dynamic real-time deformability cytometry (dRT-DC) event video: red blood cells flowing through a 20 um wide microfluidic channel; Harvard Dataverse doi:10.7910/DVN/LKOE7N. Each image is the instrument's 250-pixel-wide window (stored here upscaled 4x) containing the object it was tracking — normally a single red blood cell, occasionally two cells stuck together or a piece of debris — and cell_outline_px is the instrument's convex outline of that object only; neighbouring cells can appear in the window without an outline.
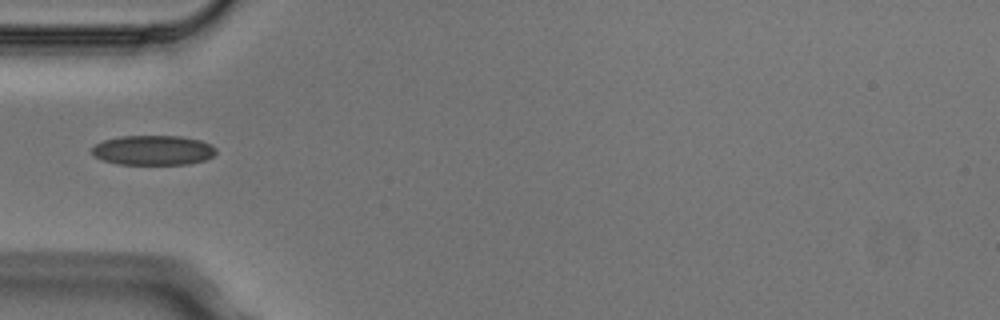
{"species": "Egyptian fruit bat (a non-hibernating species)", "species_latin": "Rousettus aegyptiacus", "temperature_condition": "cold", "stored_images_in_passage": 6, "camera_frame_rate_fps": 3000, "um_per_image_px": 0.085, "animal": {"sex": "male"}, "frame": {"image": 1, "passage_image": 5, "time_ms": 1.333, "image_size_px": [1000, 320], "cell_outline_px": [[216, 152], [212, 156], [204, 160], [188, 164], [116, 164], [92, 156], [92, 148], [96, 144], [104, 140], [120, 136], [180, 136], [200, 140], [212, 144], [216, 148]], "centroid_in_image_um": [13.02, 12.77], "position_along_channel_um": 72.0, "area_um2": 21.56}}
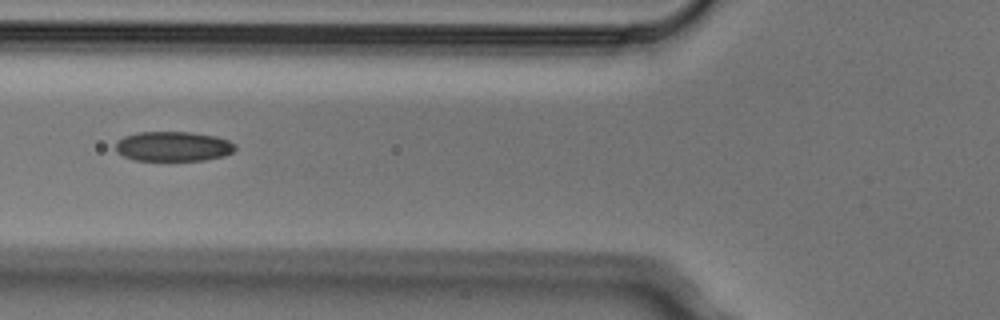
{"frame": {"image": 2, "passage_image": 6, "time_ms": 1.667, "image_size_px": [1000, 320], "cell_outline_px": [[236, 148], [232, 152], [224, 156], [204, 160], [132, 160], [116, 152], [116, 140], [124, 136], [136, 132], [192, 132], [216, 136], [228, 140], [236, 144]], "centroid_in_image_um": [14.71, 12.43], "position_along_channel_um": 111.1, "area_um2": 20.92}}